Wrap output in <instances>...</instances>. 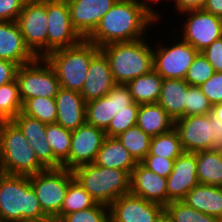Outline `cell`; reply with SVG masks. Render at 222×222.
<instances>
[{
  "label": "cell",
  "instance_id": "obj_1",
  "mask_svg": "<svg viewBox=\"0 0 222 222\" xmlns=\"http://www.w3.org/2000/svg\"><path fill=\"white\" fill-rule=\"evenodd\" d=\"M157 20L149 13L144 0H117L86 38L101 48L115 42H130L145 37Z\"/></svg>",
  "mask_w": 222,
  "mask_h": 222
},
{
  "label": "cell",
  "instance_id": "obj_2",
  "mask_svg": "<svg viewBox=\"0 0 222 222\" xmlns=\"http://www.w3.org/2000/svg\"><path fill=\"white\" fill-rule=\"evenodd\" d=\"M145 38L130 42H115L100 48L108 59L115 83L131 80L153 70V48Z\"/></svg>",
  "mask_w": 222,
  "mask_h": 222
},
{
  "label": "cell",
  "instance_id": "obj_3",
  "mask_svg": "<svg viewBox=\"0 0 222 222\" xmlns=\"http://www.w3.org/2000/svg\"><path fill=\"white\" fill-rule=\"evenodd\" d=\"M47 216L30 183V176L0 172V222H20Z\"/></svg>",
  "mask_w": 222,
  "mask_h": 222
},
{
  "label": "cell",
  "instance_id": "obj_4",
  "mask_svg": "<svg viewBox=\"0 0 222 222\" xmlns=\"http://www.w3.org/2000/svg\"><path fill=\"white\" fill-rule=\"evenodd\" d=\"M99 51L94 43L83 39L74 46L53 50L44 58L54 70L60 88L81 93L91 59Z\"/></svg>",
  "mask_w": 222,
  "mask_h": 222
},
{
  "label": "cell",
  "instance_id": "obj_5",
  "mask_svg": "<svg viewBox=\"0 0 222 222\" xmlns=\"http://www.w3.org/2000/svg\"><path fill=\"white\" fill-rule=\"evenodd\" d=\"M46 168L13 121H0V172L31 176Z\"/></svg>",
  "mask_w": 222,
  "mask_h": 222
},
{
  "label": "cell",
  "instance_id": "obj_6",
  "mask_svg": "<svg viewBox=\"0 0 222 222\" xmlns=\"http://www.w3.org/2000/svg\"><path fill=\"white\" fill-rule=\"evenodd\" d=\"M72 172L96 203L109 207L120 196L130 193V174L124 170L91 163L78 166Z\"/></svg>",
  "mask_w": 222,
  "mask_h": 222
},
{
  "label": "cell",
  "instance_id": "obj_7",
  "mask_svg": "<svg viewBox=\"0 0 222 222\" xmlns=\"http://www.w3.org/2000/svg\"><path fill=\"white\" fill-rule=\"evenodd\" d=\"M74 180L72 170L46 169L30 176V183L43 212L60 221V210L69 184Z\"/></svg>",
  "mask_w": 222,
  "mask_h": 222
},
{
  "label": "cell",
  "instance_id": "obj_8",
  "mask_svg": "<svg viewBox=\"0 0 222 222\" xmlns=\"http://www.w3.org/2000/svg\"><path fill=\"white\" fill-rule=\"evenodd\" d=\"M16 80L22 103L34 97L55 98L60 89L58 78L44 57L18 66Z\"/></svg>",
  "mask_w": 222,
  "mask_h": 222
},
{
  "label": "cell",
  "instance_id": "obj_9",
  "mask_svg": "<svg viewBox=\"0 0 222 222\" xmlns=\"http://www.w3.org/2000/svg\"><path fill=\"white\" fill-rule=\"evenodd\" d=\"M175 37H173V40L171 39V45L169 43L165 45L161 41H157L156 48L153 47V69L163 79H184L198 53L191 44L182 40L179 36L178 38ZM168 45L171 47H168Z\"/></svg>",
  "mask_w": 222,
  "mask_h": 222
},
{
  "label": "cell",
  "instance_id": "obj_10",
  "mask_svg": "<svg viewBox=\"0 0 222 222\" xmlns=\"http://www.w3.org/2000/svg\"><path fill=\"white\" fill-rule=\"evenodd\" d=\"M127 84L116 83L111 91L98 99L86 103V123L106 130L121 110H139Z\"/></svg>",
  "mask_w": 222,
  "mask_h": 222
},
{
  "label": "cell",
  "instance_id": "obj_11",
  "mask_svg": "<svg viewBox=\"0 0 222 222\" xmlns=\"http://www.w3.org/2000/svg\"><path fill=\"white\" fill-rule=\"evenodd\" d=\"M24 41L37 56L47 54L46 0H27L16 20Z\"/></svg>",
  "mask_w": 222,
  "mask_h": 222
},
{
  "label": "cell",
  "instance_id": "obj_12",
  "mask_svg": "<svg viewBox=\"0 0 222 222\" xmlns=\"http://www.w3.org/2000/svg\"><path fill=\"white\" fill-rule=\"evenodd\" d=\"M47 53L74 46L84 38L74 28L67 0H46Z\"/></svg>",
  "mask_w": 222,
  "mask_h": 222
},
{
  "label": "cell",
  "instance_id": "obj_13",
  "mask_svg": "<svg viewBox=\"0 0 222 222\" xmlns=\"http://www.w3.org/2000/svg\"><path fill=\"white\" fill-rule=\"evenodd\" d=\"M186 20L181 26L180 38L191 44L198 52H202L213 41L222 37V18L214 16L203 9L181 13ZM183 37V38H182Z\"/></svg>",
  "mask_w": 222,
  "mask_h": 222
},
{
  "label": "cell",
  "instance_id": "obj_14",
  "mask_svg": "<svg viewBox=\"0 0 222 222\" xmlns=\"http://www.w3.org/2000/svg\"><path fill=\"white\" fill-rule=\"evenodd\" d=\"M104 130L85 123L72 131L69 157L62 163V168H74L94 163L105 138Z\"/></svg>",
  "mask_w": 222,
  "mask_h": 222
},
{
  "label": "cell",
  "instance_id": "obj_15",
  "mask_svg": "<svg viewBox=\"0 0 222 222\" xmlns=\"http://www.w3.org/2000/svg\"><path fill=\"white\" fill-rule=\"evenodd\" d=\"M184 152H199L213 149V126L211 113L184 116L174 121Z\"/></svg>",
  "mask_w": 222,
  "mask_h": 222
},
{
  "label": "cell",
  "instance_id": "obj_16",
  "mask_svg": "<svg viewBox=\"0 0 222 222\" xmlns=\"http://www.w3.org/2000/svg\"><path fill=\"white\" fill-rule=\"evenodd\" d=\"M164 207L132 194H124L109 206L110 222H156Z\"/></svg>",
  "mask_w": 222,
  "mask_h": 222
},
{
  "label": "cell",
  "instance_id": "obj_17",
  "mask_svg": "<svg viewBox=\"0 0 222 222\" xmlns=\"http://www.w3.org/2000/svg\"><path fill=\"white\" fill-rule=\"evenodd\" d=\"M30 143L38 161L46 169L62 168V164L54 157L51 146L46 141V123L29 117L22 112L12 120Z\"/></svg>",
  "mask_w": 222,
  "mask_h": 222
},
{
  "label": "cell",
  "instance_id": "obj_18",
  "mask_svg": "<svg viewBox=\"0 0 222 222\" xmlns=\"http://www.w3.org/2000/svg\"><path fill=\"white\" fill-rule=\"evenodd\" d=\"M198 184L196 153L183 152L175 159L173 170L167 177L168 203L181 201Z\"/></svg>",
  "mask_w": 222,
  "mask_h": 222
},
{
  "label": "cell",
  "instance_id": "obj_19",
  "mask_svg": "<svg viewBox=\"0 0 222 222\" xmlns=\"http://www.w3.org/2000/svg\"><path fill=\"white\" fill-rule=\"evenodd\" d=\"M117 0H67L72 24L86 39Z\"/></svg>",
  "mask_w": 222,
  "mask_h": 222
},
{
  "label": "cell",
  "instance_id": "obj_20",
  "mask_svg": "<svg viewBox=\"0 0 222 222\" xmlns=\"http://www.w3.org/2000/svg\"><path fill=\"white\" fill-rule=\"evenodd\" d=\"M130 192L163 207L168 204L167 178L147 169L141 163H137L132 169Z\"/></svg>",
  "mask_w": 222,
  "mask_h": 222
},
{
  "label": "cell",
  "instance_id": "obj_21",
  "mask_svg": "<svg viewBox=\"0 0 222 222\" xmlns=\"http://www.w3.org/2000/svg\"><path fill=\"white\" fill-rule=\"evenodd\" d=\"M115 84L108 59L100 50L91 59L83 89L80 94L87 103L107 95Z\"/></svg>",
  "mask_w": 222,
  "mask_h": 222
},
{
  "label": "cell",
  "instance_id": "obj_22",
  "mask_svg": "<svg viewBox=\"0 0 222 222\" xmlns=\"http://www.w3.org/2000/svg\"><path fill=\"white\" fill-rule=\"evenodd\" d=\"M37 56L26 45L16 21H0V59L18 66L32 62Z\"/></svg>",
  "mask_w": 222,
  "mask_h": 222
},
{
  "label": "cell",
  "instance_id": "obj_23",
  "mask_svg": "<svg viewBox=\"0 0 222 222\" xmlns=\"http://www.w3.org/2000/svg\"><path fill=\"white\" fill-rule=\"evenodd\" d=\"M55 102L57 124L73 131L86 123V102L79 92L60 88Z\"/></svg>",
  "mask_w": 222,
  "mask_h": 222
},
{
  "label": "cell",
  "instance_id": "obj_24",
  "mask_svg": "<svg viewBox=\"0 0 222 222\" xmlns=\"http://www.w3.org/2000/svg\"><path fill=\"white\" fill-rule=\"evenodd\" d=\"M181 201L197 211L222 219V187L198 184Z\"/></svg>",
  "mask_w": 222,
  "mask_h": 222
},
{
  "label": "cell",
  "instance_id": "obj_25",
  "mask_svg": "<svg viewBox=\"0 0 222 222\" xmlns=\"http://www.w3.org/2000/svg\"><path fill=\"white\" fill-rule=\"evenodd\" d=\"M189 87L184 79H163L157 103L174 121L185 116Z\"/></svg>",
  "mask_w": 222,
  "mask_h": 222
},
{
  "label": "cell",
  "instance_id": "obj_26",
  "mask_svg": "<svg viewBox=\"0 0 222 222\" xmlns=\"http://www.w3.org/2000/svg\"><path fill=\"white\" fill-rule=\"evenodd\" d=\"M94 164L124 170L131 175L137 162L116 137H106Z\"/></svg>",
  "mask_w": 222,
  "mask_h": 222
},
{
  "label": "cell",
  "instance_id": "obj_27",
  "mask_svg": "<svg viewBox=\"0 0 222 222\" xmlns=\"http://www.w3.org/2000/svg\"><path fill=\"white\" fill-rule=\"evenodd\" d=\"M136 125L150 137H155L174 128V120L158 103L141 104Z\"/></svg>",
  "mask_w": 222,
  "mask_h": 222
},
{
  "label": "cell",
  "instance_id": "obj_28",
  "mask_svg": "<svg viewBox=\"0 0 222 222\" xmlns=\"http://www.w3.org/2000/svg\"><path fill=\"white\" fill-rule=\"evenodd\" d=\"M199 184L222 187V151L203 150L196 152Z\"/></svg>",
  "mask_w": 222,
  "mask_h": 222
},
{
  "label": "cell",
  "instance_id": "obj_29",
  "mask_svg": "<svg viewBox=\"0 0 222 222\" xmlns=\"http://www.w3.org/2000/svg\"><path fill=\"white\" fill-rule=\"evenodd\" d=\"M163 78L153 69L151 72L131 80L127 85L136 104L157 103Z\"/></svg>",
  "mask_w": 222,
  "mask_h": 222
},
{
  "label": "cell",
  "instance_id": "obj_30",
  "mask_svg": "<svg viewBox=\"0 0 222 222\" xmlns=\"http://www.w3.org/2000/svg\"><path fill=\"white\" fill-rule=\"evenodd\" d=\"M116 138L137 163H140L149 153L151 137L144 133L137 125L120 133Z\"/></svg>",
  "mask_w": 222,
  "mask_h": 222
},
{
  "label": "cell",
  "instance_id": "obj_31",
  "mask_svg": "<svg viewBox=\"0 0 222 222\" xmlns=\"http://www.w3.org/2000/svg\"><path fill=\"white\" fill-rule=\"evenodd\" d=\"M17 80L0 86V121H12L22 112Z\"/></svg>",
  "mask_w": 222,
  "mask_h": 222
},
{
  "label": "cell",
  "instance_id": "obj_32",
  "mask_svg": "<svg viewBox=\"0 0 222 222\" xmlns=\"http://www.w3.org/2000/svg\"><path fill=\"white\" fill-rule=\"evenodd\" d=\"M179 135L175 128L170 131L151 137L149 153L168 159H176L183 153Z\"/></svg>",
  "mask_w": 222,
  "mask_h": 222
},
{
  "label": "cell",
  "instance_id": "obj_33",
  "mask_svg": "<svg viewBox=\"0 0 222 222\" xmlns=\"http://www.w3.org/2000/svg\"><path fill=\"white\" fill-rule=\"evenodd\" d=\"M169 222H222L220 218L197 211L183 201H171L164 207Z\"/></svg>",
  "mask_w": 222,
  "mask_h": 222
},
{
  "label": "cell",
  "instance_id": "obj_34",
  "mask_svg": "<svg viewBox=\"0 0 222 222\" xmlns=\"http://www.w3.org/2000/svg\"><path fill=\"white\" fill-rule=\"evenodd\" d=\"M72 131L57 123L47 124L46 141L51 146L54 157L62 164L68 157L71 147Z\"/></svg>",
  "mask_w": 222,
  "mask_h": 222
},
{
  "label": "cell",
  "instance_id": "obj_35",
  "mask_svg": "<svg viewBox=\"0 0 222 222\" xmlns=\"http://www.w3.org/2000/svg\"><path fill=\"white\" fill-rule=\"evenodd\" d=\"M97 203L92 196L74 179L67 190L60 210V220L74 211L84 210Z\"/></svg>",
  "mask_w": 222,
  "mask_h": 222
},
{
  "label": "cell",
  "instance_id": "obj_36",
  "mask_svg": "<svg viewBox=\"0 0 222 222\" xmlns=\"http://www.w3.org/2000/svg\"><path fill=\"white\" fill-rule=\"evenodd\" d=\"M22 113L46 124L56 123L57 107L55 98H30L23 103Z\"/></svg>",
  "mask_w": 222,
  "mask_h": 222
},
{
  "label": "cell",
  "instance_id": "obj_37",
  "mask_svg": "<svg viewBox=\"0 0 222 222\" xmlns=\"http://www.w3.org/2000/svg\"><path fill=\"white\" fill-rule=\"evenodd\" d=\"M215 73L211 63L202 52H198L190 65L184 80L190 86L200 87Z\"/></svg>",
  "mask_w": 222,
  "mask_h": 222
},
{
  "label": "cell",
  "instance_id": "obj_38",
  "mask_svg": "<svg viewBox=\"0 0 222 222\" xmlns=\"http://www.w3.org/2000/svg\"><path fill=\"white\" fill-rule=\"evenodd\" d=\"M109 207L97 203L91 208L74 211L65 215L59 222H109Z\"/></svg>",
  "mask_w": 222,
  "mask_h": 222
},
{
  "label": "cell",
  "instance_id": "obj_39",
  "mask_svg": "<svg viewBox=\"0 0 222 222\" xmlns=\"http://www.w3.org/2000/svg\"><path fill=\"white\" fill-rule=\"evenodd\" d=\"M212 112V105L203 94L200 87L190 86L187 89V105L185 116L206 115Z\"/></svg>",
  "mask_w": 222,
  "mask_h": 222
},
{
  "label": "cell",
  "instance_id": "obj_40",
  "mask_svg": "<svg viewBox=\"0 0 222 222\" xmlns=\"http://www.w3.org/2000/svg\"><path fill=\"white\" fill-rule=\"evenodd\" d=\"M138 110H121L105 130L107 137H117L132 126L136 125Z\"/></svg>",
  "mask_w": 222,
  "mask_h": 222
},
{
  "label": "cell",
  "instance_id": "obj_41",
  "mask_svg": "<svg viewBox=\"0 0 222 222\" xmlns=\"http://www.w3.org/2000/svg\"><path fill=\"white\" fill-rule=\"evenodd\" d=\"M200 88L212 106L222 103V72H215Z\"/></svg>",
  "mask_w": 222,
  "mask_h": 222
},
{
  "label": "cell",
  "instance_id": "obj_42",
  "mask_svg": "<svg viewBox=\"0 0 222 222\" xmlns=\"http://www.w3.org/2000/svg\"><path fill=\"white\" fill-rule=\"evenodd\" d=\"M175 159H168L165 157L146 155L140 162L147 169L155 172L156 174L167 178L173 170Z\"/></svg>",
  "mask_w": 222,
  "mask_h": 222
},
{
  "label": "cell",
  "instance_id": "obj_43",
  "mask_svg": "<svg viewBox=\"0 0 222 222\" xmlns=\"http://www.w3.org/2000/svg\"><path fill=\"white\" fill-rule=\"evenodd\" d=\"M27 0H0V21H16Z\"/></svg>",
  "mask_w": 222,
  "mask_h": 222
},
{
  "label": "cell",
  "instance_id": "obj_44",
  "mask_svg": "<svg viewBox=\"0 0 222 222\" xmlns=\"http://www.w3.org/2000/svg\"><path fill=\"white\" fill-rule=\"evenodd\" d=\"M202 53L211 63L215 72H222V37L213 41Z\"/></svg>",
  "mask_w": 222,
  "mask_h": 222
},
{
  "label": "cell",
  "instance_id": "obj_45",
  "mask_svg": "<svg viewBox=\"0 0 222 222\" xmlns=\"http://www.w3.org/2000/svg\"><path fill=\"white\" fill-rule=\"evenodd\" d=\"M17 68L16 63L0 59V86L16 79Z\"/></svg>",
  "mask_w": 222,
  "mask_h": 222
},
{
  "label": "cell",
  "instance_id": "obj_46",
  "mask_svg": "<svg viewBox=\"0 0 222 222\" xmlns=\"http://www.w3.org/2000/svg\"><path fill=\"white\" fill-rule=\"evenodd\" d=\"M206 0H178L177 4L174 6L178 13H184L192 10L202 9L205 5Z\"/></svg>",
  "mask_w": 222,
  "mask_h": 222
},
{
  "label": "cell",
  "instance_id": "obj_47",
  "mask_svg": "<svg viewBox=\"0 0 222 222\" xmlns=\"http://www.w3.org/2000/svg\"><path fill=\"white\" fill-rule=\"evenodd\" d=\"M211 124L213 126V149L222 151V122L211 114Z\"/></svg>",
  "mask_w": 222,
  "mask_h": 222
},
{
  "label": "cell",
  "instance_id": "obj_48",
  "mask_svg": "<svg viewBox=\"0 0 222 222\" xmlns=\"http://www.w3.org/2000/svg\"><path fill=\"white\" fill-rule=\"evenodd\" d=\"M202 9L214 16L222 18V0H206Z\"/></svg>",
  "mask_w": 222,
  "mask_h": 222
},
{
  "label": "cell",
  "instance_id": "obj_49",
  "mask_svg": "<svg viewBox=\"0 0 222 222\" xmlns=\"http://www.w3.org/2000/svg\"><path fill=\"white\" fill-rule=\"evenodd\" d=\"M173 2H174V6H175L177 4L178 0H174ZM144 3L146 4V7L148 8L149 13L157 20V22H158V19L160 21V17L162 18V16H159L161 12L157 11V9L155 10V8L153 9V7H152V6H154L152 3H159V0H144Z\"/></svg>",
  "mask_w": 222,
  "mask_h": 222
},
{
  "label": "cell",
  "instance_id": "obj_50",
  "mask_svg": "<svg viewBox=\"0 0 222 222\" xmlns=\"http://www.w3.org/2000/svg\"><path fill=\"white\" fill-rule=\"evenodd\" d=\"M211 114L222 122V103L213 105Z\"/></svg>",
  "mask_w": 222,
  "mask_h": 222
},
{
  "label": "cell",
  "instance_id": "obj_51",
  "mask_svg": "<svg viewBox=\"0 0 222 222\" xmlns=\"http://www.w3.org/2000/svg\"><path fill=\"white\" fill-rule=\"evenodd\" d=\"M20 222H57L53 217L44 216L37 219H24Z\"/></svg>",
  "mask_w": 222,
  "mask_h": 222
},
{
  "label": "cell",
  "instance_id": "obj_52",
  "mask_svg": "<svg viewBox=\"0 0 222 222\" xmlns=\"http://www.w3.org/2000/svg\"><path fill=\"white\" fill-rule=\"evenodd\" d=\"M156 222H169L167 216L164 214L158 221Z\"/></svg>",
  "mask_w": 222,
  "mask_h": 222
}]
</instances>
